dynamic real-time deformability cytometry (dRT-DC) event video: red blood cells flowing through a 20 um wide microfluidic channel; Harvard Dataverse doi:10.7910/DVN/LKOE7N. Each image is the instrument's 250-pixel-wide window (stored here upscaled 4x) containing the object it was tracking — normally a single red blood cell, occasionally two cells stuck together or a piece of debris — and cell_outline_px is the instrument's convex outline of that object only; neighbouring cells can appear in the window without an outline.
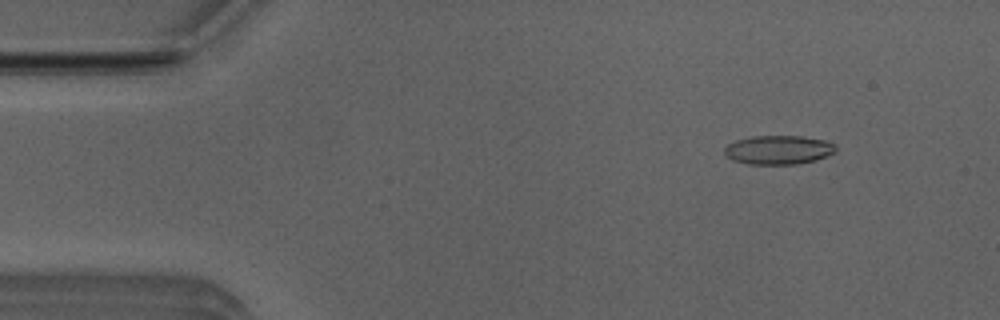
{"species": "Egyptian fruit bat (a non-hibernating species)", "species_latin": "Rousettus aegyptiacus", "temperature_condition": "room temperature", "stored_images_in_passage": 9, "camera_frame_rate_fps": 3000, "um_per_image_px": 0.085, "animal": {"sex": "male"}, "frame": {"image": 1, "passage_image": 1, "time_ms": 0.0, "image_size_px": [1000, 320], "cell_outline_px": [[836, 152], [816, 160], [796, 164], [748, 164], [732, 160], [724, 156], [724, 148], [728, 144], [736, 140], [752, 136], [804, 136], [828, 140], [836, 148]], "centroid_in_image_um": [66.15, 12.73], "position_along_channel_um": 18.8, "area_um2": 18.96}}
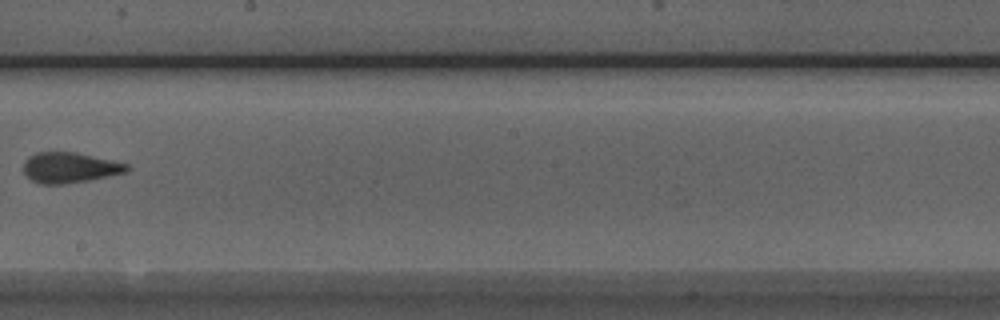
{"frame": {"image": 2, "passage_image": 8, "time_ms": 2.333, "image_size_px": [1000, 320], "cell_outline_px": [[128, 172], [88, 180], [60, 184], [40, 184], [32, 180], [24, 172], [24, 160], [28, 156], [36, 152], [76, 152], [128, 164]], "centroid_in_image_um": [5.9, 14.24], "position_along_channel_um": 242.3, "area_um2": 18.21}}
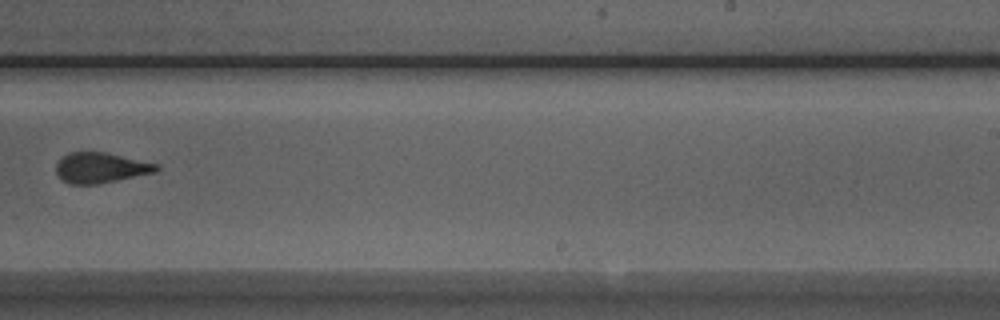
{"frame": {"image": 3, "passage_image": 9, "time_ms": 2.667, "image_size_px": [1000, 320], "cell_outline_px": [[160, 168], [156, 172], [100, 184], [68, 184], [56, 172], [56, 164], [68, 152], [104, 152], [160, 164]], "centroid_in_image_um": [8.59, 14.26], "position_along_channel_um": 280.4, "area_um2": 17.74}}